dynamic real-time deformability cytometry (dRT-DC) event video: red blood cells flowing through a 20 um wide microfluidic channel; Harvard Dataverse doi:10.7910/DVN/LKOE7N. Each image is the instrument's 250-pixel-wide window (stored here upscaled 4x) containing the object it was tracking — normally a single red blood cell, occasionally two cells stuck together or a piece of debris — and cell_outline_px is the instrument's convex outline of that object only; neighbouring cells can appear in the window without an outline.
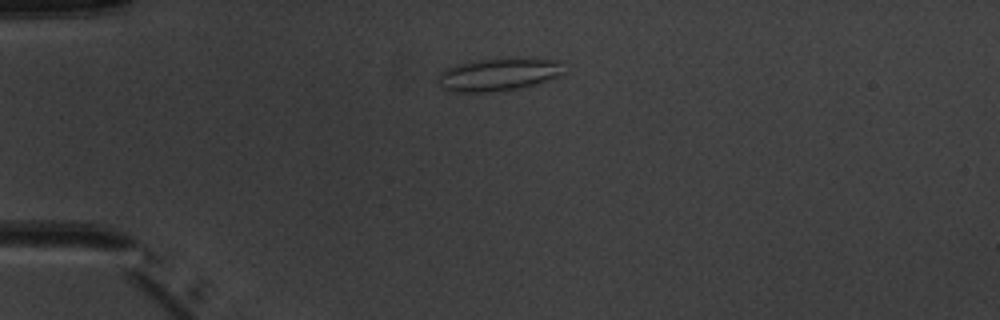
{"species": "common noctule bat (a hibernating species)", "species_latin": "Nyctalus noctula", "temperature_condition": "warm", "stored_images_in_passage": 4, "camera_frame_rate_fps": 3000, "um_per_image_px": 0.085, "animal": {"sex": "male", "body_mass_g": 20.1, "forearm_length_mm": 53.5}, "frame": {"image": 1, "passage_image": 1, "time_ms": 0.0, "image_size_px": [1000, 320], "cell_outline_px": [[560, 76], [536, 84], [520, 88], [492, 92], [452, 92], [440, 88], [436, 80], [436, 76], [444, 68], [460, 64], [480, 60], [508, 56], [516, 56], [560, 60]], "centroid_in_image_um": [42.32, 6.31], "position_along_channel_um": 42.7, "area_um2": 24.68}}
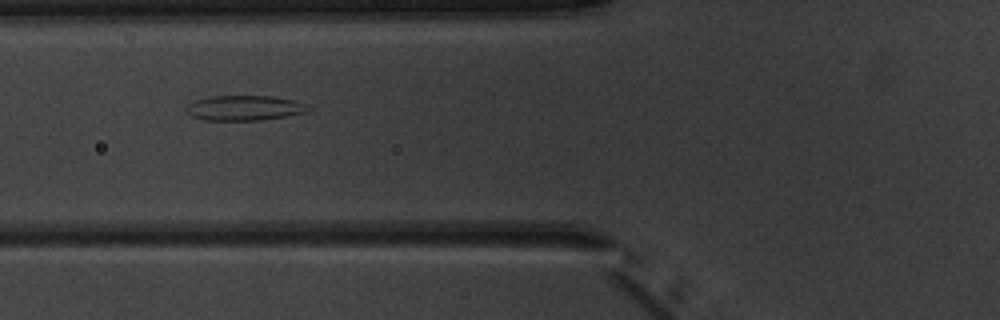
{"frame": {"image": 2, "passage_image": 3, "time_ms": 2.333, "image_size_px": [1000, 320], "cell_outline_px": [[308, 108], [304, 112], [284, 116], [260, 120], [204, 120], [192, 116], [184, 112], [184, 108], [188, 104], [196, 100], [208, 96], [272, 96], [296, 100], [304, 104]], "centroid_in_image_um": [20.68, 9.17], "position_along_channel_um": 105.1, "area_um2": 17.69}}
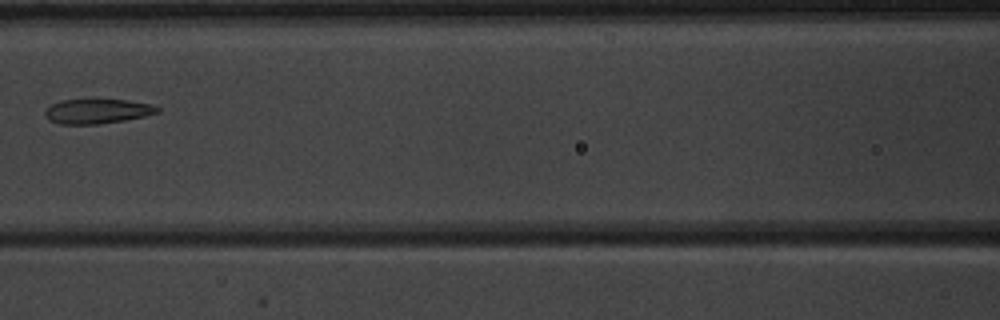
{"frame": {"image": 3, "passage_image": 4, "time_ms": 3.667, "image_size_px": [1000, 320], "cell_outline_px": [[160, 112], [144, 116], [124, 120], [100, 124], [60, 124], [48, 120], [44, 116], [44, 112], [52, 104], [60, 100], [88, 96], [96, 96], [128, 100], [152, 104], [160, 108]], "centroid_in_image_um": [8.25, 9.39], "position_along_channel_um": 158.4, "area_um2": 17.22}}